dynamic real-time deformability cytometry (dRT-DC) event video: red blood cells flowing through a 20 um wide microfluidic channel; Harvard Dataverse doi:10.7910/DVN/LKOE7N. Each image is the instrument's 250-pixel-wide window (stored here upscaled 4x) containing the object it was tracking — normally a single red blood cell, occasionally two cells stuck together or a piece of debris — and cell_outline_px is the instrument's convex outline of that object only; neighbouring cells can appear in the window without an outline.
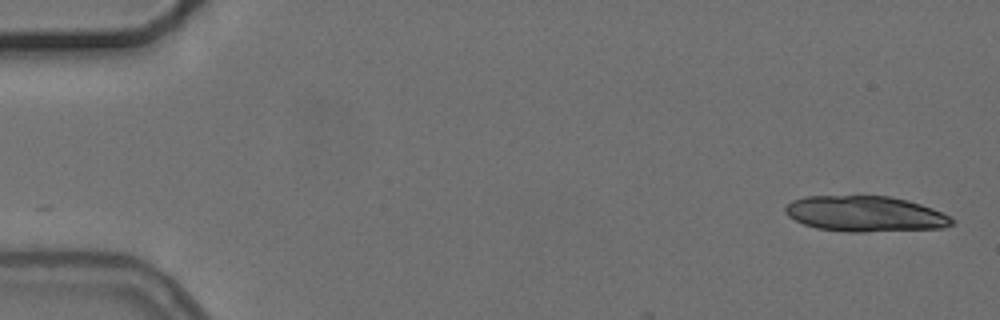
{"species": "common noctule bat (a hibernating species)", "species_latin": "Nyctalus noctula", "temperature_condition": "cold", "stored_images_in_passage": 3, "camera_frame_rate_fps": 3000, "um_per_image_px": 0.085, "animal": {"sex": "female", "body_mass_g": 24.6, "forearm_length_mm": 56.2}, "frame": {"image": 1, "passage_image": 1, "time_ms": 0.0, "image_size_px": [1000, 320], "cell_outline_px": [[956, 224], [944, 228], [864, 232], [848, 232], [816, 228], [804, 224], [788, 216], [784, 212], [784, 208], [792, 200], [804, 196], [888, 196], [908, 200], [932, 208], [956, 220]], "centroid_in_image_um": [73.55, 18.18], "position_along_channel_um": 11.4, "area_um2": 34.74}}